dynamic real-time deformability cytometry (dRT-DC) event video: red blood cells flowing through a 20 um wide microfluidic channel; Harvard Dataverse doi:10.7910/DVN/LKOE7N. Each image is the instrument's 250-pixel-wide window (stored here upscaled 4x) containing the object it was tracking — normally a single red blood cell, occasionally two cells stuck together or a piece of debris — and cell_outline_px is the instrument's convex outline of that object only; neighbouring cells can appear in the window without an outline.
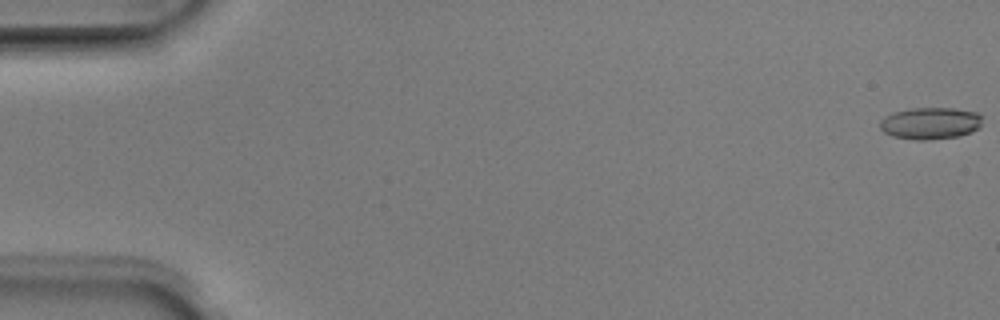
{"species": "Egyptian fruit bat (a non-hibernating species)", "species_latin": "Rousettus aegyptiacus", "temperature_condition": "room temperature", "stored_images_in_passage": 52, "camera_frame_rate_fps": 3000, "um_per_image_px": 0.085, "animal": {"sex": "male"}, "frame": {"image": 1, "passage_image": 1, "time_ms": 0.0, "image_size_px": [1000, 320], "cell_outline_px": [[980, 128], [972, 132], [960, 136], [924, 140], [916, 140], [892, 136], [884, 132], [880, 128], [880, 120], [892, 112], [912, 108], [956, 108], [976, 112], [980, 116]], "centroid_in_image_um": [79.07, 10.48], "position_along_channel_um": 5.9, "area_um2": 19.07}}
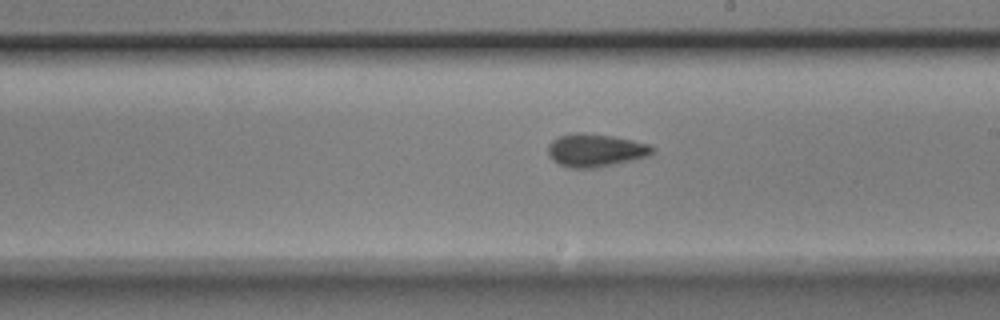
{"frame": {"image": 2, "passage_image": 30, "time_ms": 9.667, "image_size_px": [1000, 320], "cell_outline_px": [[656, 148], [648, 156], [632, 160], [596, 168], [568, 168], [552, 160], [548, 156], [548, 144], [552, 140], [560, 136], [572, 132], [580, 132], [612, 136], [632, 140], [648, 144]], "centroid_in_image_um": [50.58, 12.77], "position_along_channel_um": 238.4, "area_um2": 20.11}}
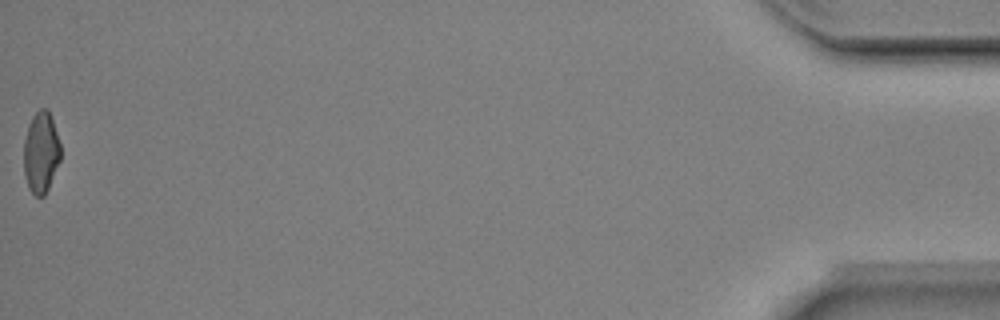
{"frame": {"image": 3, "passage_image": 52, "time_ms": 17.0, "image_size_px": [1000, 320], "cell_outline_px": [[60, 160], [48, 188], [44, 196], [36, 196], [28, 188], [24, 176], [24, 140], [28, 124], [32, 116], [40, 108], [48, 108], [60, 144]], "centroid_in_image_um": [3.47, 12.95], "position_along_channel_um": 431.7, "area_um2": 17.4}, "authors_computed_cell_mechanics": {"area_um2": 18.9295, "velocity_mm_per_s": 3.9781, "shape_relaxation_time_tau1_ms": 3.5455, "shape_relaxation_time_tau2_ms": 2.072, "deformation_change_tau1": 0.1059, "deformation_change_tau2": 0.0812}}